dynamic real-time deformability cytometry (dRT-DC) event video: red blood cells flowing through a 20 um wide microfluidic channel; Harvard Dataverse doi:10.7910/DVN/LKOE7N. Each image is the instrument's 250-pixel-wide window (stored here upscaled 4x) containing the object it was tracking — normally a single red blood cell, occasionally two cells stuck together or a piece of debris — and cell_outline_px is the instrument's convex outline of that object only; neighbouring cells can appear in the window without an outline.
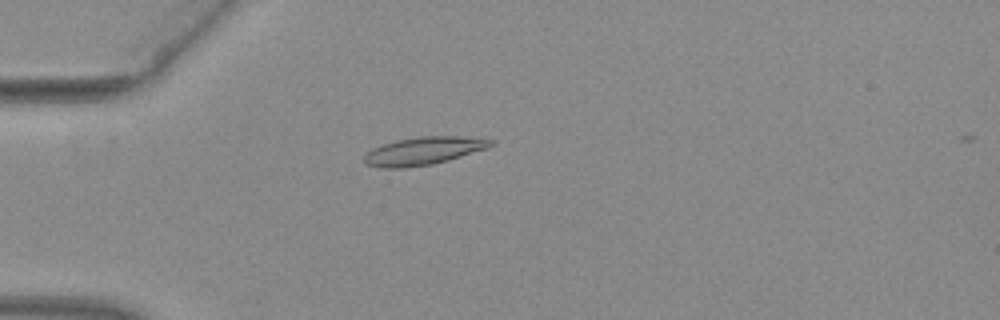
{"species": "common noctule bat (a hibernating species)", "species_latin": "Nyctalus noctula", "temperature_condition": "warm", "stored_images_in_passage": 53, "camera_frame_rate_fps": 3000, "um_per_image_px": 0.085, "animal": {"sex": "female", "body_mass_g": 29.2, "forearm_length_mm": 56.3}, "frame": {"image": 1, "passage_image": 16, "time_ms": 5.0, "image_size_px": [1000, 320], "cell_outline_px": [[496, 144], [488, 148], [448, 160], [432, 164], [404, 168], [380, 168], [364, 164], [364, 156], [372, 148], [396, 140], [420, 136], [460, 136], [496, 140]], "centroid_in_image_um": [36.02, 12.83], "position_along_channel_um": 49.0, "area_um2": 20.69}}
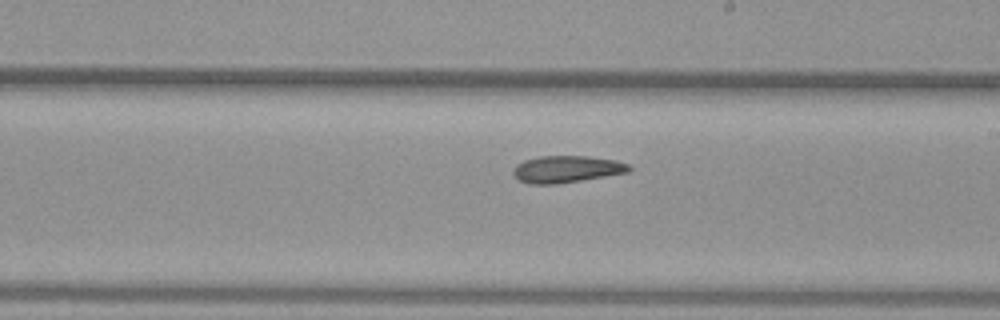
{"frame": {"image": 2, "passage_image": 32, "time_ms": 10.333, "image_size_px": [1000, 320], "cell_outline_px": [[632, 168], [628, 172], [556, 184], [528, 184], [516, 180], [512, 176], [512, 172], [516, 164], [524, 160], [540, 156], [588, 156], [616, 160], [628, 164]], "centroid_in_image_um": [48.09, 14.38], "position_along_channel_um": 240.9, "area_um2": 18.26}}
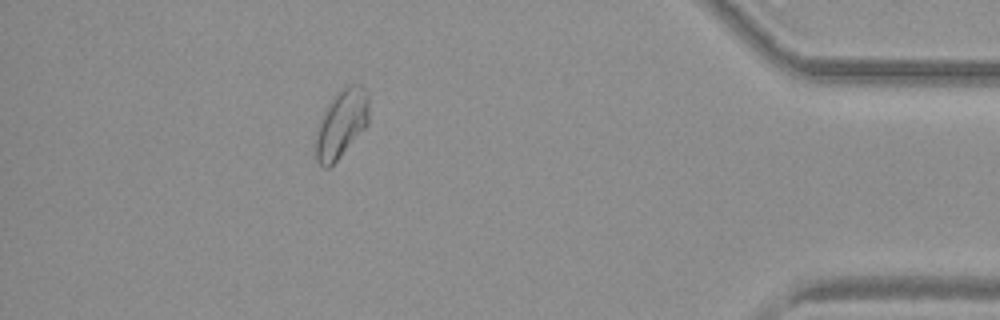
{"frame": {"image": 3, "passage_image": 48, "time_ms": 15.667, "image_size_px": [1000, 320], "cell_outline_px": [[368, 124], [336, 160], [328, 168], [324, 168], [316, 160], [312, 140], [320, 116], [332, 96], [336, 92], [348, 84], [360, 84], [368, 92]], "centroid_in_image_um": [28.95, 10.49], "position_along_channel_um": 406.3, "area_um2": 21.68}, "authors_computed_cell_mechanics": {"area_um2": 19.7676, "velocity_mm_per_s": 3.9653, "shape_relaxation_time_tau1_ms": 6.5307, "shape_relaxation_time_tau2_ms": 6.6501, "deformation_change_tau1": 0.1361, "deformation_change_tau2": 0.1264}}